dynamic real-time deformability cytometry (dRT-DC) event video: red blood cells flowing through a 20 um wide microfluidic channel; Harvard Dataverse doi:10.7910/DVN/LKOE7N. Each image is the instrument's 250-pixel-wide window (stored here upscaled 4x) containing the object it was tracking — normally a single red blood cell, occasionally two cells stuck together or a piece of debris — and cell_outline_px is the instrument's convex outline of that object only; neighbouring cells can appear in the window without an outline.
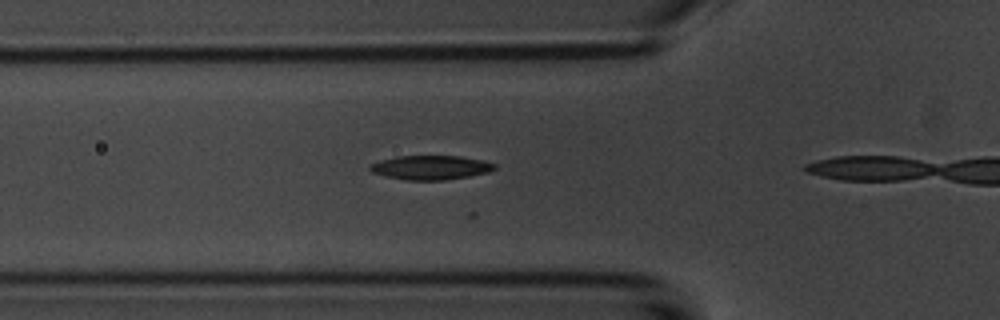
{"species": "common noctule bat (a hibernating species)", "species_latin": "Nyctalus noctula", "temperature_condition": "room temperature", "stored_images_in_passage": 15, "camera_frame_rate_fps": 3000, "um_per_image_px": 0.085, "animal": {"sex": "male", "body_mass_g": 20.1, "forearm_length_mm": 53.5}, "frame": {"image": 1, "passage_image": 4, "time_ms": 1.0, "image_size_px": [1000, 320], "cell_outline_px": [[496, 168], [488, 172], [468, 176], [444, 180], [408, 180], [388, 176], [372, 172], [368, 168], [372, 164], [380, 160], [396, 156], [460, 156], [484, 160], [496, 164]], "centroid_in_image_um": [36.63, 14.23], "position_along_channel_um": 89.2, "area_um2": 17.4}}
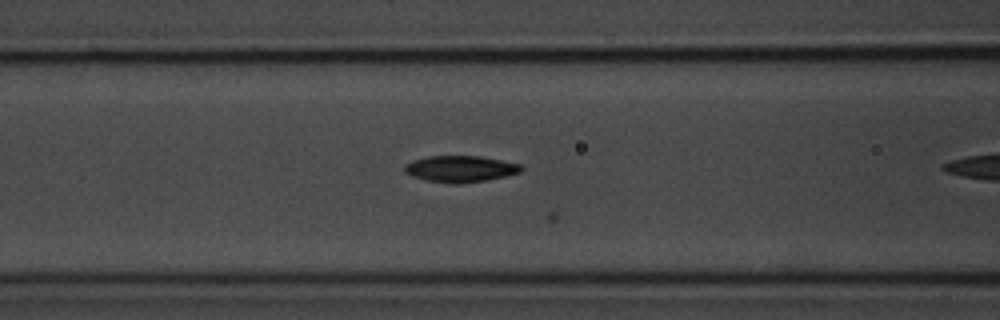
{"frame": {"image": 2, "passage_image": 7, "time_ms": 2.0, "image_size_px": [1000, 320], "cell_outline_px": [[524, 168], [520, 172], [488, 180], [456, 184], [428, 180], [412, 176], [404, 172], [404, 164], [412, 160], [428, 156], [480, 156], [520, 164]], "centroid_in_image_um": [39.11, 14.35], "position_along_channel_um": 127.5, "area_um2": 17.86}}